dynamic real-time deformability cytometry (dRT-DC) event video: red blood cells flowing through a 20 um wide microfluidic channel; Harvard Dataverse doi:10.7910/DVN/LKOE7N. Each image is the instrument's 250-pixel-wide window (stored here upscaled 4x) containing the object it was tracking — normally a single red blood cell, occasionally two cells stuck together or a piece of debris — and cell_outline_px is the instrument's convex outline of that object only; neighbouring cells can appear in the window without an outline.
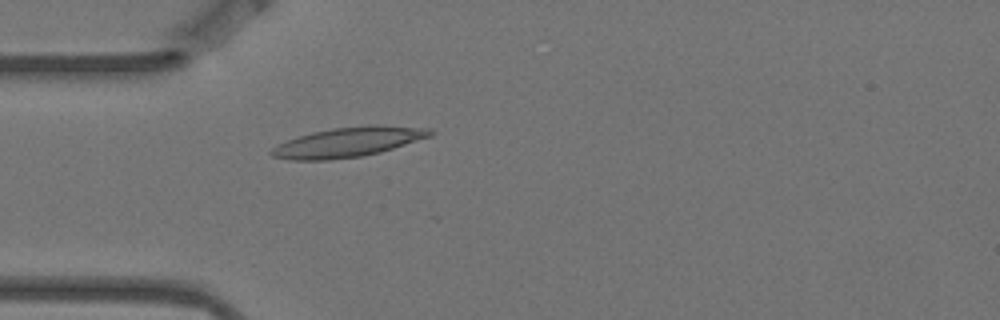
{"species": "Egyptian fruit bat (a non-hibernating species)", "species_latin": "Rousettus aegyptiacus", "temperature_condition": "warm", "stored_images_in_passage": 4, "camera_frame_rate_fps": 3000, "um_per_image_px": 0.085, "animal": {"sex": "female"}, "frame": {"image": 1, "passage_image": 4, "time_ms": 1.0, "image_size_px": [1000, 320], "cell_outline_px": [[436, 132], [432, 136], [380, 152], [360, 156], [328, 160], [288, 160], [272, 156], [268, 152], [276, 144], [312, 132], [332, 128], [368, 124], [380, 124], [428, 128]], "centroid_in_image_um": [29.61, 12.06], "position_along_channel_um": 55.4, "area_um2": 27.74}}